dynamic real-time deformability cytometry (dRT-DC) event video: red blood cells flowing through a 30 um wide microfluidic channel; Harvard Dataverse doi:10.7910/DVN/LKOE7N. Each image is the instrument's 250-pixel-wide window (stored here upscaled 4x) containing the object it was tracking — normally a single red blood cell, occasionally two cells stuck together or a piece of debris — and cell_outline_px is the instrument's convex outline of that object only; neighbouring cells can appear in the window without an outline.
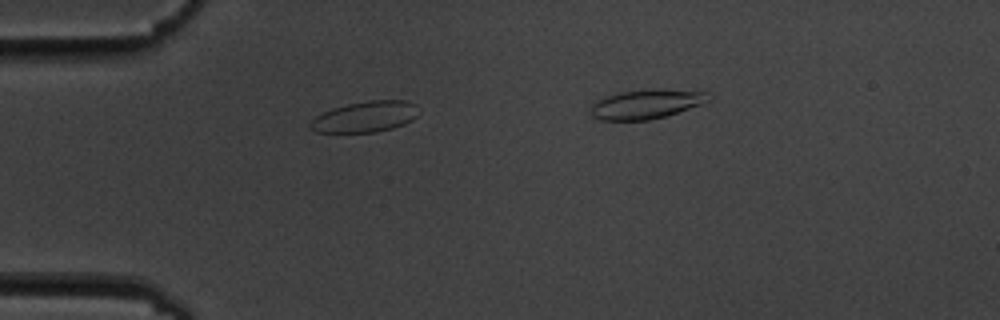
{"species": "common noctule bat (a hibernating species)", "species_latin": "Nyctalus noctula", "temperature_condition": "cold", "stored_images_in_passage": 3, "camera_frame_rate_fps": 3000, "um_per_image_px": 0.085, "animal": {"sex": "male", "body_mass_g": 19.5, "forearm_length_mm": 54.6}, "frame": {"image": 1, "passage_image": 2, "time_ms": 1.333, "image_size_px": [1000, 320], "cell_outline_px": [[420, 112], [412, 120], [404, 124], [392, 128], [376, 132], [316, 132], [308, 128], [308, 124], [316, 116], [332, 108], [348, 104], [368, 100], [404, 100], [416, 104]], "centroid_in_image_um": [31.05, 9.92], "position_along_channel_um": 54.0, "area_um2": 19.59}}